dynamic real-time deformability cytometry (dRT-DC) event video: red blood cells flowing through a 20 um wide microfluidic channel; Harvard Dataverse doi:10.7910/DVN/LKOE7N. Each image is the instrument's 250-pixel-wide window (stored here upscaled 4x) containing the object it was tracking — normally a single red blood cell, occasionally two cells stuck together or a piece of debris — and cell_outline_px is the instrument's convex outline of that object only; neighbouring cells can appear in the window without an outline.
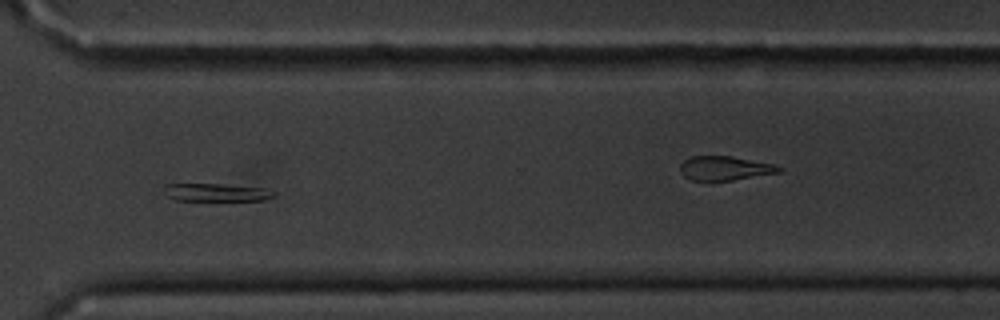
{"species": "common noctule bat (a hibernating species)", "species_latin": "Nyctalus noctula", "temperature_condition": "cold", "stored_images_in_passage": 13, "camera_frame_rate_fps": 3000, "um_per_image_px": 0.085, "animal": {"sex": "male", "body_mass_g": 20.1, "forearm_length_mm": 53.5}, "frame": {"image": 1, "passage_image": 8, "time_ms": 8.333, "image_size_px": [1000, 320], "cell_outline_px": [[276, 192], [272, 196], [264, 200], [176, 200], [168, 196], [164, 188], [164, 184], [220, 184], [264, 188]], "centroid_in_image_um": [18.38, 16.35], "position_along_channel_um": 352.2, "area_um2": 11.16}}
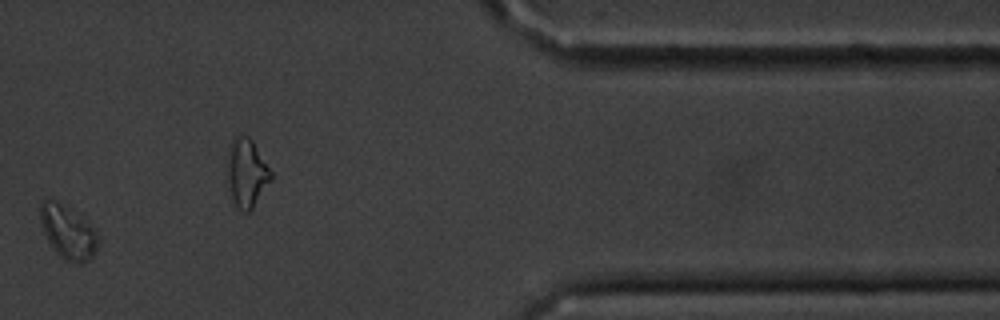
{"frame": {"image": 2, "passage_image": 10, "time_ms": 11.333, "image_size_px": [1000, 320], "cell_outline_px": [[100, 240], [92, 256], [88, 260], [80, 264], [64, 260], [56, 252], [48, 240], [44, 232], [40, 220], [40, 200], [56, 200], [80, 212]], "centroid_in_image_um": [5.77, 19.69], "position_along_channel_um": 405.6, "area_um2": 18.09}}